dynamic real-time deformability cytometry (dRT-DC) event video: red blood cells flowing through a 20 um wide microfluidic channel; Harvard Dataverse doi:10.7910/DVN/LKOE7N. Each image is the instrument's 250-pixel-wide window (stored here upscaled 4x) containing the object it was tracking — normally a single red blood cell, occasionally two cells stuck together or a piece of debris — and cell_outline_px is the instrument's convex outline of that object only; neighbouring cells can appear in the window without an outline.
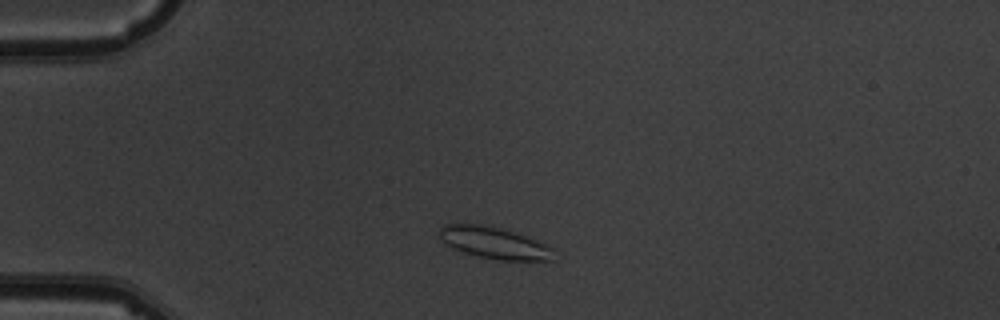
{"species": "common noctule bat (a hibernating species)", "species_latin": "Nyctalus noctula", "temperature_condition": "warm", "stored_images_in_passage": 2, "camera_frame_rate_fps": 3000, "um_per_image_px": 0.085, "animal": {"sex": "male", "body_mass_g": 19.5, "forearm_length_mm": 54.6}, "frame": {"image": 1, "passage_image": 1, "time_ms": 0.0, "image_size_px": [1000, 320], "cell_outline_px": [[556, 260], [500, 260], [476, 256], [452, 248], [440, 240], [440, 228], [444, 224], [484, 224], [504, 228], [544, 244], [548, 248]], "centroid_in_image_um": [41.93, 20.63], "position_along_channel_um": 43.1, "area_um2": 20.87}}